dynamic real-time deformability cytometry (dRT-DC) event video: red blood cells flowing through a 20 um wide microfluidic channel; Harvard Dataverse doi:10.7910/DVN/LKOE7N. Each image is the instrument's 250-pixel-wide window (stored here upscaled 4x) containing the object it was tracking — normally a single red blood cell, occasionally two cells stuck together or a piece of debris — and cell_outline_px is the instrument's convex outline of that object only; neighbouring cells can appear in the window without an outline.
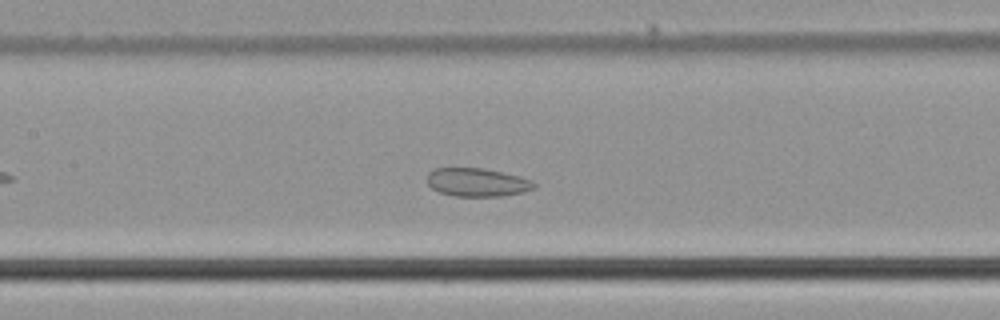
{"species": "common noctule bat (a hibernating species)", "species_latin": "Nyctalus noctula", "temperature_condition": "cold", "stored_images_in_passage": 41, "camera_frame_rate_fps": 3000, "um_per_image_px": 0.085, "animal": {"sex": "male", "body_mass_g": 21.5, "forearm_length_mm": 52.0}, "frame": {"image": 1, "passage_image": 14, "time_ms": 4.333, "image_size_px": [1000, 320], "cell_outline_px": [[536, 188], [524, 192], [500, 196], [452, 196], [440, 192], [432, 188], [428, 184], [428, 172], [436, 168], [484, 168], [520, 176], [532, 180], [536, 184]], "centroid_in_image_um": [40.59, 15.49], "position_along_channel_um": 166.8, "area_um2": 17.74}}
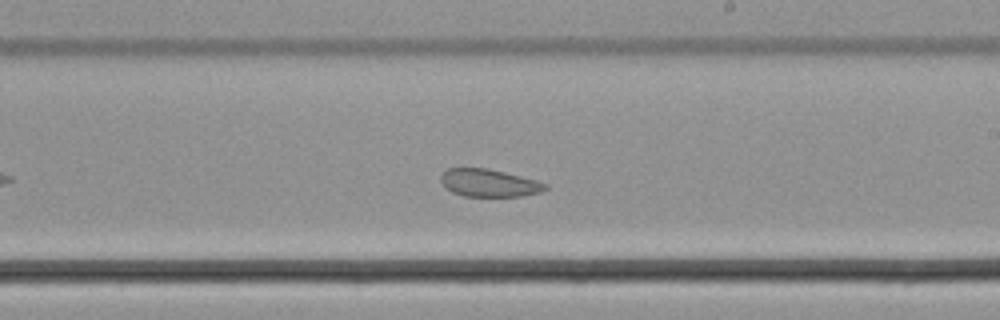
{"frame": {"image": 2, "passage_image": 20, "time_ms": 6.333, "image_size_px": [1000, 320], "cell_outline_px": [[548, 188], [540, 192], [520, 196], [464, 196], [452, 192], [440, 180], [440, 176], [448, 168], [488, 168], [536, 180], [548, 184]], "centroid_in_image_um": [41.58, 15.55], "position_along_channel_um": 247.4, "area_um2": 16.65}}
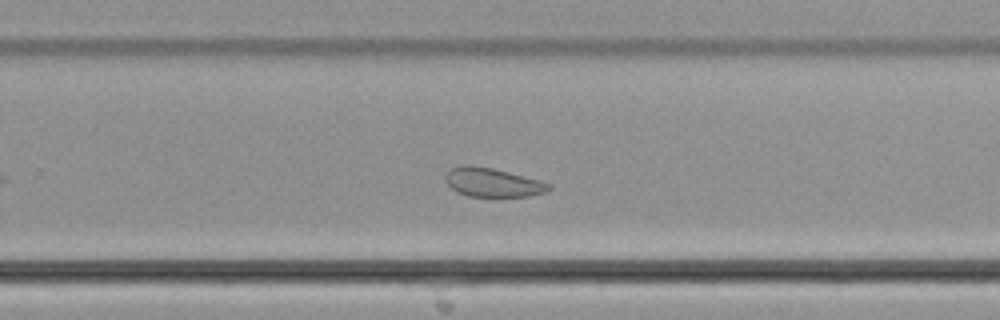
{"frame": {"image": 3, "passage_image": 23, "time_ms": 7.333, "image_size_px": [1000, 320], "cell_outline_px": [[552, 188], [548, 192], [528, 196], [468, 196], [456, 192], [444, 180], [444, 176], [452, 168], [492, 168], [540, 180], [552, 184]], "centroid_in_image_um": [41.96, 15.56], "position_along_channel_um": 287.8, "area_um2": 16.82}}